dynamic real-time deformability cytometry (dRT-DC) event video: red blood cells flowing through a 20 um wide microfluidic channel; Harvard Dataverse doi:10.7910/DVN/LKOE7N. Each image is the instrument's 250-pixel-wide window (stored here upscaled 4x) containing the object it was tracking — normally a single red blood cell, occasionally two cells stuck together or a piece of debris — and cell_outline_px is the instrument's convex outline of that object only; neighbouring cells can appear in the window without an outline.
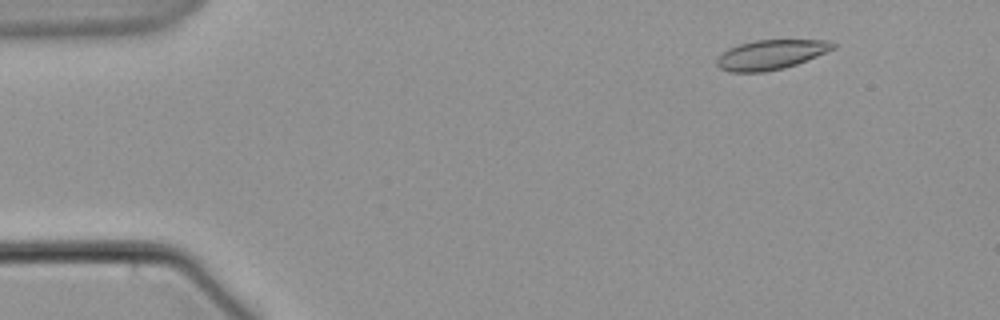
{"species": "common noctule bat (a hibernating species)", "species_latin": "Nyctalus noctula", "temperature_condition": "warm", "stored_images_in_passage": 6, "segment_of_instrument_passage": [1, 2], "camera_frame_rate_fps": 3000, "um_per_image_px": 0.085, "animal": {"sex": "male", "body_mass_g": 21.5, "forearm_length_mm": 52.0}, "frame": {"image": 1, "passage_image": 2, "time_ms": 1.0, "image_size_px": [1000, 320], "cell_outline_px": [[840, 44], [836, 48], [796, 64], [784, 68], [764, 72], [728, 72], [720, 68], [716, 64], [716, 56], [720, 52], [728, 48], [740, 44], [756, 40], [832, 40]], "centroid_in_image_um": [65.52, 4.64], "position_along_channel_um": 19.5, "area_um2": 20.35}}
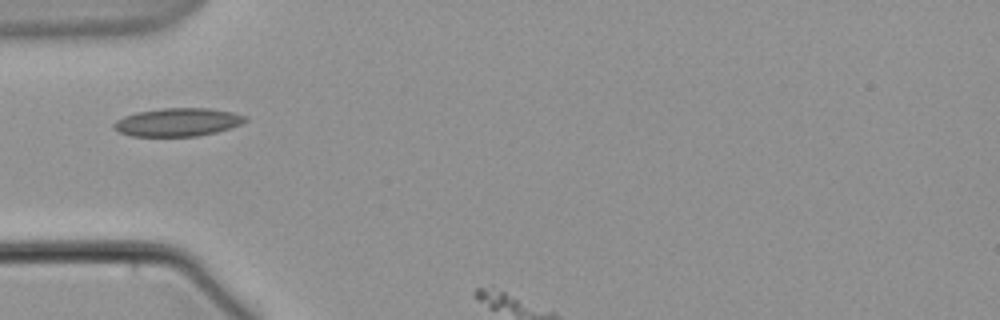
{"frame": {"image": 2, "passage_image": 5, "time_ms": 5.333, "image_size_px": [1000, 320], "cell_outline_px": [[248, 120], [240, 124], [216, 132], [196, 136], [132, 136], [120, 132], [112, 128], [112, 124], [116, 120], [124, 116], [136, 112], [160, 108], [208, 108], [232, 112], [248, 116]], "centroid_in_image_um": [15.08, 10.38], "position_along_channel_um": 69.9, "area_um2": 21.62}}